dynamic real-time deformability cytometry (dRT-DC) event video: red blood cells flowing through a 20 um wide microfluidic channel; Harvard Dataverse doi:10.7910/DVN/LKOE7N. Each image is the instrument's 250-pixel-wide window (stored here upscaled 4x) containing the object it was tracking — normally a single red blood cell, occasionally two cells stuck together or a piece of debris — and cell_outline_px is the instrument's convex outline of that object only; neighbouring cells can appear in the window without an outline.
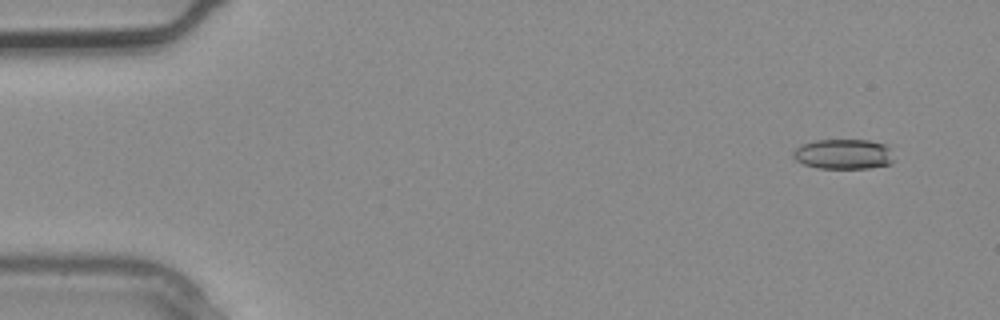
{"species": "common noctule bat (a hibernating species)", "species_latin": "Nyctalus noctula", "temperature_condition": "warm", "stored_images_in_passage": 3, "camera_frame_rate_fps": 3000, "um_per_image_px": 0.085, "animal": {"sex": "male", "body_mass_g": 20.4}, "frame": {"image": 1, "passage_image": 1, "time_ms": 0.0, "image_size_px": [1000, 320], "cell_outline_px": [[896, 160], [892, 164], [868, 168], [820, 168], [804, 164], [796, 160], [792, 156], [792, 152], [800, 144], [816, 140], [868, 140], [884, 144], [888, 148]], "centroid_in_image_um": [71.7, 13.1], "position_along_channel_um": 13.3, "area_um2": 17.74}}
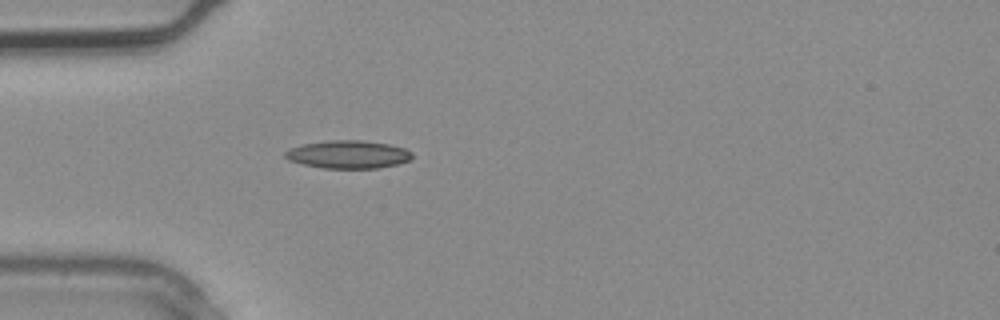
{"frame": {"image": 2, "passage_image": 3, "time_ms": 0.667, "image_size_px": [1000, 320], "cell_outline_px": [[412, 156], [408, 160], [396, 164], [376, 168], [320, 168], [288, 160], [284, 156], [284, 152], [288, 148], [304, 144], [324, 140], [360, 140], [388, 144], [404, 148], [412, 152]], "centroid_in_image_um": [29.54, 13.12], "position_along_channel_um": 55.5, "area_um2": 20.63}}